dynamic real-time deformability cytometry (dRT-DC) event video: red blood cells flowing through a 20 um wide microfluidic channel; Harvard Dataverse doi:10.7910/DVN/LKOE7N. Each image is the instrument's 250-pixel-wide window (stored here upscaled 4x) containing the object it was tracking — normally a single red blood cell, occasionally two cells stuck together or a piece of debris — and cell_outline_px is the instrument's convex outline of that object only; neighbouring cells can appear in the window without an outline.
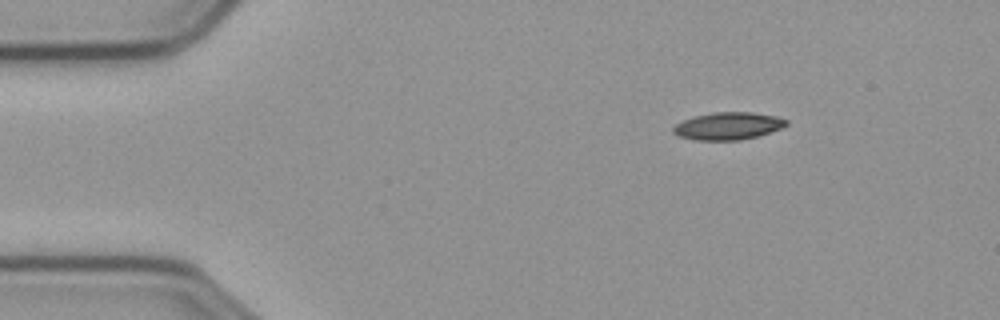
{"species": "common noctule bat (a hibernating species)", "species_latin": "Nyctalus noctula", "temperature_condition": "cold", "stored_images_in_passage": 50, "camera_frame_rate_fps": 3000, "um_per_image_px": 0.085, "animal": {"sex": "male", "body_mass_g": 23.1, "forearm_length_mm": 52.7}, "frame": {"image": 1, "passage_image": 1, "time_ms": 0.0, "image_size_px": [1000, 320], "cell_outline_px": [[788, 124], [784, 128], [756, 136], [740, 140], [696, 140], [680, 136], [672, 132], [672, 128], [676, 124], [684, 120], [696, 116], [712, 112], [752, 112], [776, 116], [788, 120]], "centroid_in_image_um": [61.92, 10.7], "position_along_channel_um": 23.1, "area_um2": 18.03}}
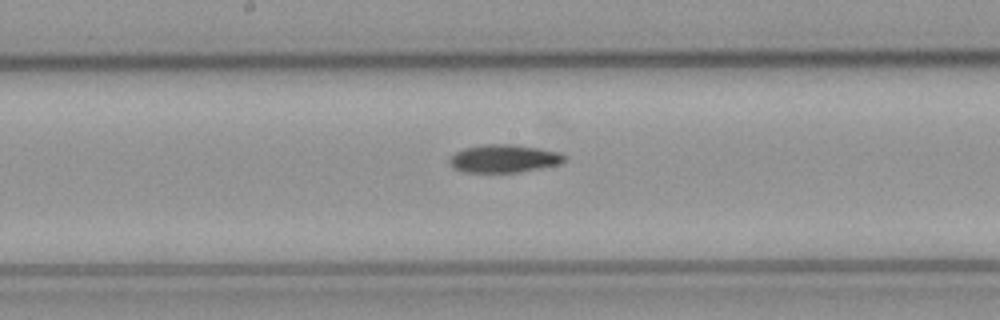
{"frame": {"image": 2, "passage_image": 22, "time_ms": 7.0, "image_size_px": [1000, 320], "cell_outline_px": [[568, 160], [560, 164], [520, 172], [460, 172], [452, 168], [448, 160], [456, 152], [464, 148], [484, 144], [512, 144], [560, 152], [568, 156]], "centroid_in_image_um": [42.85, 13.48], "position_along_channel_um": 205.3, "area_um2": 18.9}}
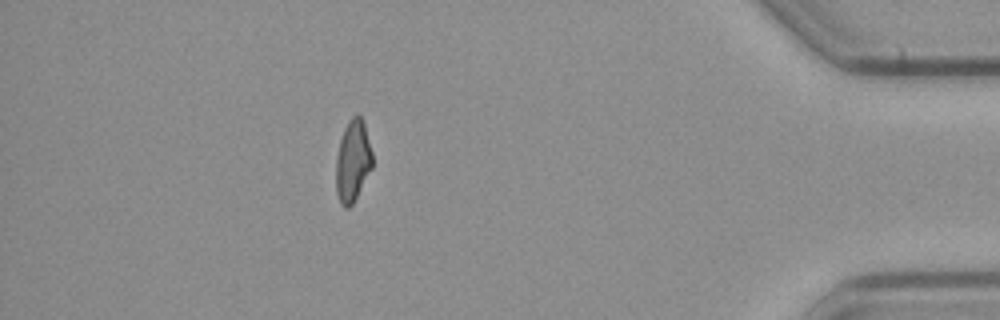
{"frame": {"image": 3, "passage_image": 43, "time_ms": 14.0, "image_size_px": [1000, 320], "cell_outline_px": [[372, 168], [352, 204], [348, 208], [344, 208], [340, 204], [336, 192], [336, 156], [340, 140], [344, 128], [348, 120], [356, 112], [360, 116], [364, 124], [372, 152]], "centroid_in_image_um": [29.97, 13.67], "position_along_channel_um": 405.2, "area_um2": 17.34}, "authors_computed_cell_mechanics": {"area_um2": 18.3226, "velocity_mm_per_s": 3.6118, "shape_relaxation_time_tau1_ms": null, "shape_relaxation_time_tau2_ms": 8.7052, "deformation_change_tau1": null, "deformation_change_tau2": 0.1753}}